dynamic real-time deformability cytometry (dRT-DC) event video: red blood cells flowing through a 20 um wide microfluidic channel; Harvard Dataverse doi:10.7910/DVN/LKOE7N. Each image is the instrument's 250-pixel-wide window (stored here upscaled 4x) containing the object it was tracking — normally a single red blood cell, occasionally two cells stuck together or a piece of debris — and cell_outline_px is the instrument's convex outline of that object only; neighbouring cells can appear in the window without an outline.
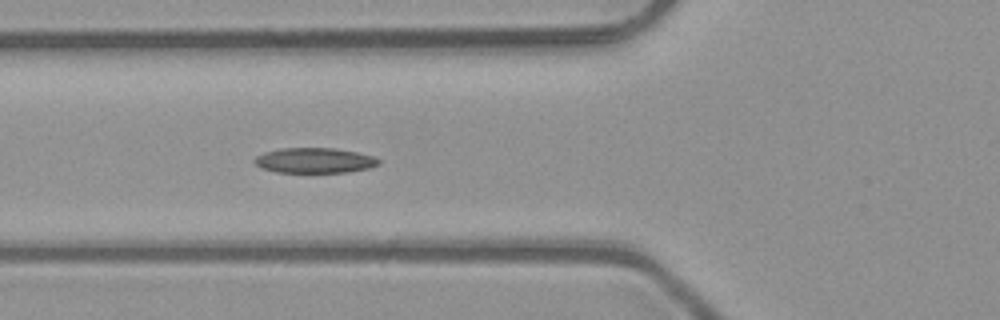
{"species": "common noctule bat (a hibernating species)", "species_latin": "Nyctalus noctula", "temperature_condition": "room temperature", "stored_images_in_passage": 12, "camera_frame_rate_fps": 3000, "um_per_image_px": 0.085, "animal": {"sex": "male", "body_mass_g": 23.1, "forearm_length_mm": 52.7}, "frame": {"image": 1, "passage_image": 6, "time_ms": 1.667, "image_size_px": [1000, 320], "cell_outline_px": [[380, 164], [368, 168], [348, 172], [276, 172], [260, 168], [252, 160], [256, 156], [264, 152], [280, 148], [336, 148], [356, 152], [372, 156], [380, 160]], "centroid_in_image_um": [26.7, 13.63], "position_along_channel_um": 99.1, "area_um2": 18.26}}